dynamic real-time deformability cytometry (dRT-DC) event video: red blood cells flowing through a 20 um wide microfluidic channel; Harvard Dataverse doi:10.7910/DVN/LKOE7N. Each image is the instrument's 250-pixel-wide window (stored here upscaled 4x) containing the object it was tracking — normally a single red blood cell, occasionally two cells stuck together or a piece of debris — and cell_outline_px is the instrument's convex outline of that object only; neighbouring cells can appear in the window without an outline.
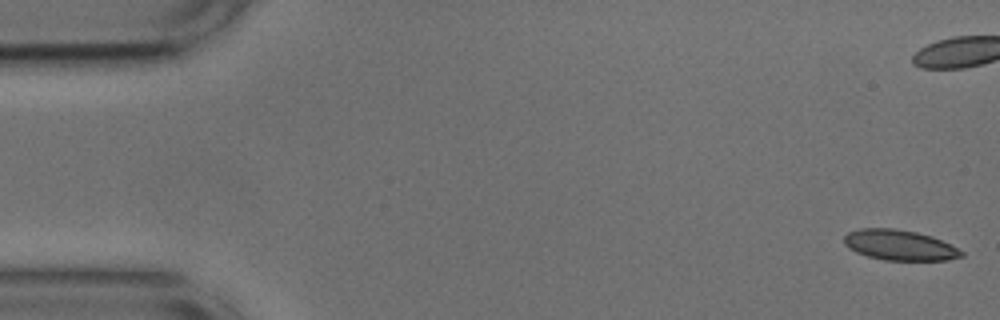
{"species": "common noctule bat (a hibernating species)", "species_latin": "Nyctalus noctula", "temperature_condition": "cold", "stored_images_in_passage": 47, "camera_frame_rate_fps": 3000, "um_per_image_px": 0.085, "animal": {"sex": "male", "body_mass_g": 17.9, "forearm_length_mm": 54.2}, "frame": {"image": 1, "passage_image": 1, "time_ms": 0.0, "image_size_px": [1000, 320], "cell_outline_px": [[964, 256], [948, 260], [884, 260], [868, 256], [856, 252], [848, 248], [844, 244], [844, 236], [848, 232], [860, 228], [892, 228], [916, 232], [932, 236], [964, 252]], "centroid_in_image_um": [76.43, 20.83], "position_along_channel_um": 8.6, "area_um2": 20.69}}